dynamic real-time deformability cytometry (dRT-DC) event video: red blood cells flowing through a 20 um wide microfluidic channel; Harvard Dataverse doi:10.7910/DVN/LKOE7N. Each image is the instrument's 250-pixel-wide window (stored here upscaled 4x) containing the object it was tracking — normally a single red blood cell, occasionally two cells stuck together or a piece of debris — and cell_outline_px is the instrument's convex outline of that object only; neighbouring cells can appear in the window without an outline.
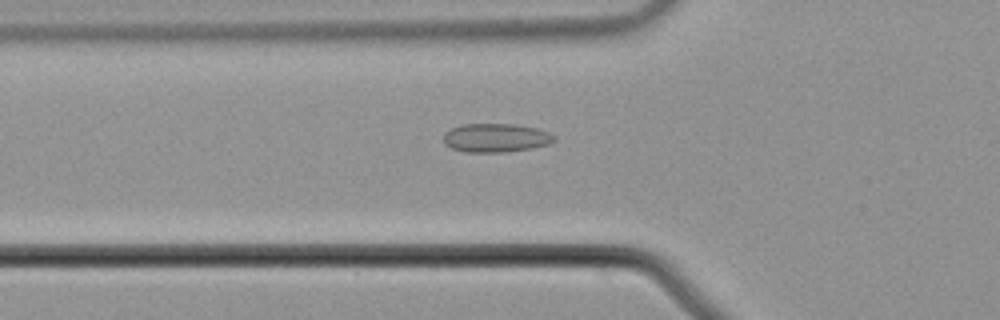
{"species": "common noctule bat (a hibernating species)", "species_latin": "Nyctalus noctula", "temperature_condition": "cold", "stored_images_in_passage": 54, "camera_frame_rate_fps": 3000, "um_per_image_px": 0.085, "animal": {"sex": "male", "body_mass_g": 21.5, "forearm_length_mm": 52.0}, "frame": {"image": 1, "passage_image": 18, "time_ms": 5.667, "image_size_px": [1000, 320], "cell_outline_px": [[556, 140], [548, 144], [532, 148], [504, 152], [464, 152], [452, 148], [444, 144], [444, 132], [452, 128], [464, 124], [516, 124], [540, 128], [556, 136]], "centroid_in_image_um": [42.17, 11.71], "position_along_channel_um": 83.6, "area_um2": 18.67}}
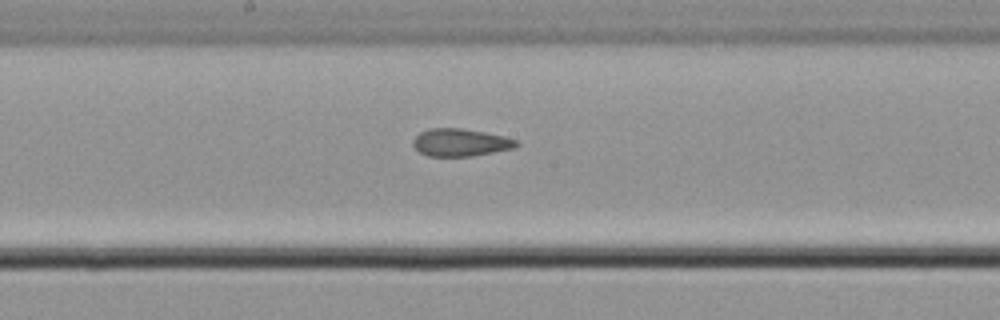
{"frame": {"image": 2, "passage_image": 28, "time_ms": 9.0, "image_size_px": [1000, 320], "cell_outline_px": [[520, 144], [516, 148], [472, 156], [428, 156], [420, 152], [412, 144], [412, 140], [420, 132], [428, 128], [460, 128], [484, 132], [504, 136], [516, 140]], "centroid_in_image_um": [39.14, 12.11], "position_along_channel_um": 209.1, "area_um2": 16.65}}
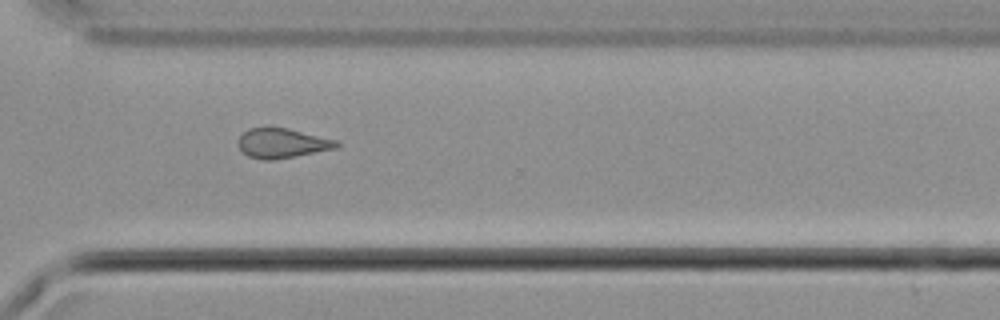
{"frame": {"image": 3, "passage_image": 39, "time_ms": 12.667, "image_size_px": [1000, 320], "cell_outline_px": [[340, 144], [336, 148], [296, 156], [272, 160], [264, 160], [248, 156], [236, 144], [240, 136], [248, 128], [264, 124], [288, 128], [336, 140]], "centroid_in_image_um": [23.92, 12.13], "position_along_channel_um": 346.7, "area_um2": 17.4}, "authors_computed_cell_mechanics": {"area_um2": 17.4845, "velocity_mm_per_s": 3.7444, "shape_relaxation_time_tau1_ms": null, "shape_relaxation_time_tau2_ms": 2.9919, "deformation_change_tau1": null, "deformation_change_tau2": 0.1169}}